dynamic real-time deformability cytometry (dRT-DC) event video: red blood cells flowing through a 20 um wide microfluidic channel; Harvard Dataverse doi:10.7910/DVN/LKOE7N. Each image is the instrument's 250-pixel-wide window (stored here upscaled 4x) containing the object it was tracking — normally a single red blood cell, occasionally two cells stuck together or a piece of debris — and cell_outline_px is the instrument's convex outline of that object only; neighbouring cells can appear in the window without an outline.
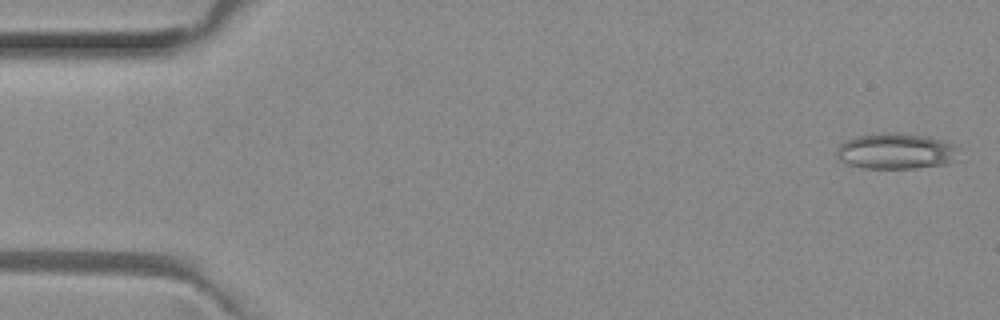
{"species": "common noctule bat (a hibernating species)", "species_latin": "Nyctalus noctula", "temperature_condition": "room temperature", "stored_images_in_passage": 51, "camera_frame_rate_fps": 3000, "um_per_image_px": 0.085, "animal": {"sex": "female", "body_mass_g": 29.2, "forearm_length_mm": 56.3}, "frame": {"image": 1, "passage_image": 1, "time_ms": 0.0, "image_size_px": [1000, 320], "cell_outline_px": [[964, 148], [956, 160], [948, 164], [916, 168], [860, 168], [848, 164], [840, 160], [836, 156], [836, 148], [844, 140], [860, 136], [892, 132], [896, 132], [928, 136], [956, 144]], "centroid_in_image_um": [76.25, 12.85], "position_along_channel_um": 8.8, "area_um2": 26.13}}
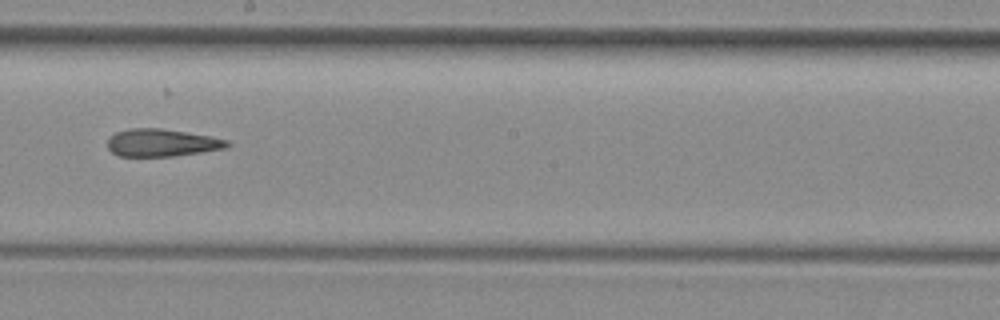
{"frame": {"image": 2, "passage_image": 28, "time_ms": 9.0, "image_size_px": [1000, 320], "cell_outline_px": [[232, 144], [224, 148], [200, 152], [172, 156], [120, 156], [112, 152], [108, 148], [108, 136], [116, 132], [128, 128], [160, 128], [212, 136], [228, 140]], "centroid_in_image_um": [13.74, 12.12], "position_along_channel_um": 234.5, "area_um2": 19.19}}
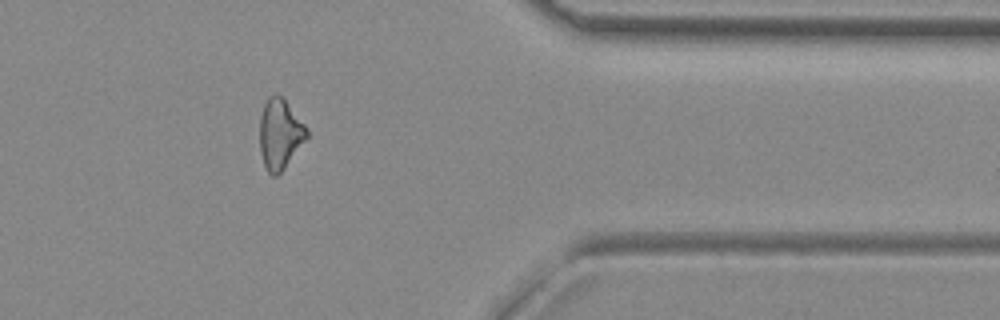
{"frame": {"image": 3, "passage_image": 41, "time_ms": 13.333, "image_size_px": [1000, 320], "cell_outline_px": [[308, 136], [284, 168], [276, 176], [272, 176], [268, 172], [264, 164], [260, 152], [260, 116], [264, 104], [268, 96], [276, 92], [284, 100], [308, 128]], "centroid_in_image_um": [23.78, 11.38], "position_along_channel_um": 387.6, "area_um2": 19.02}, "authors_computed_cell_mechanics": {"area_um2": 20.1722, "velocity_mm_per_s": 4.0212, "shape_relaxation_time_tau1_ms": null, "shape_relaxation_time_tau2_ms": 3.6761, "deformation_change_tau1": null, "deformation_change_tau2": 0.155}}